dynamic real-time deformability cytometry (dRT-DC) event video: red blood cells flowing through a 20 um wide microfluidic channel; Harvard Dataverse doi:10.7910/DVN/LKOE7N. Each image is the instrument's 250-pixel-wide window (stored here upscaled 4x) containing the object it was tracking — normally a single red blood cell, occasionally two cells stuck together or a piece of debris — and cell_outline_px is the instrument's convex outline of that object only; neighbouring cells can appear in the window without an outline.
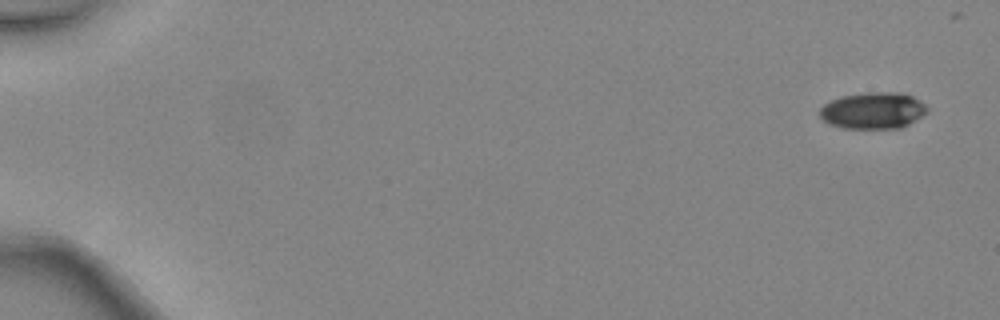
{"species": "common noctule bat (a hibernating species)", "species_latin": "Nyctalus noctula", "temperature_condition": "warm", "stored_images_in_passage": 6, "segment_of_instrument_passage": [1, 2], "camera_frame_rate_fps": 3000, "um_per_image_px": 0.085, "animal": {"sex": "female", "body_mass_g": 24.6, "forearm_length_mm": 56.2}, "frame": {"image": 1, "passage_image": 1, "time_ms": 0.0, "image_size_px": [1000, 320], "cell_outline_px": [[928, 112], [908, 124], [900, 128], [844, 128], [828, 124], [820, 116], [820, 108], [824, 104], [840, 96], [868, 92], [900, 92], [912, 96], [920, 100], [928, 108]], "centroid_in_image_um": [74.21, 9.39], "position_along_channel_um": 10.8, "area_um2": 22.89}}
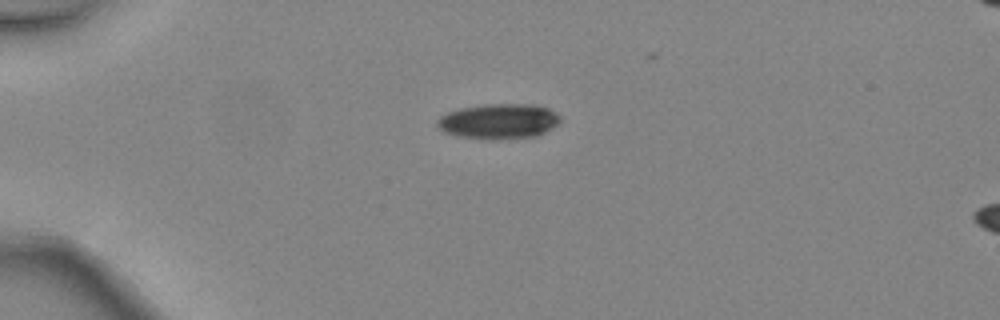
{"frame": {"image": 2, "passage_image": 4, "time_ms": 1.0, "image_size_px": [1000, 320], "cell_outline_px": [[560, 120], [552, 128], [536, 136], [500, 140], [484, 140], [460, 136], [444, 132], [436, 124], [436, 120], [440, 116], [448, 112], [460, 108], [484, 104], [528, 104], [548, 108], [556, 112], [560, 116]], "centroid_in_image_um": [42.37, 10.32], "position_along_channel_um": 42.6, "area_um2": 25.37}}